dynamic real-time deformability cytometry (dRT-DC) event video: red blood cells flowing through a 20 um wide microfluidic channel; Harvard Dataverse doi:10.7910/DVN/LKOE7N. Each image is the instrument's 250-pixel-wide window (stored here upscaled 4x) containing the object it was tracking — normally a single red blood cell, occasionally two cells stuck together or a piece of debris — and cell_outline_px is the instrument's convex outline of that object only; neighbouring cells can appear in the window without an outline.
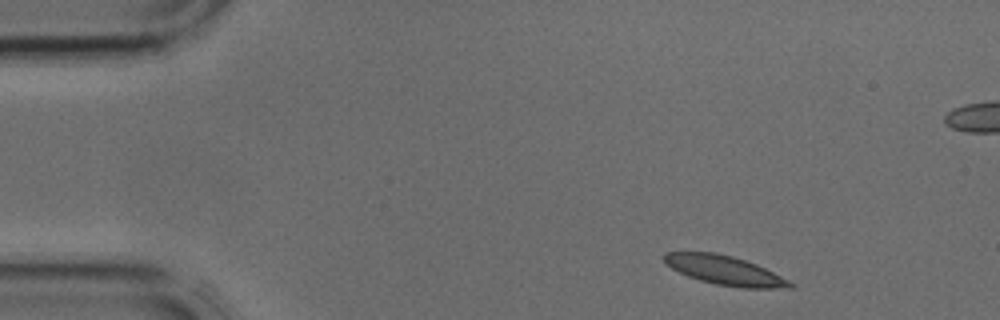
{"species": "common noctule bat (a hibernating species)", "species_latin": "Nyctalus noctula", "temperature_condition": "cold", "stored_images_in_passage": 3, "camera_frame_rate_fps": 3000, "um_per_image_px": 0.085, "animal": {"sex": "male", "body_mass_g": 17.9, "forearm_length_mm": 54.2}, "frame": {"image": 1, "passage_image": 1, "time_ms": 0.0, "image_size_px": [1000, 320], "cell_outline_px": [[796, 284], [792, 288], [740, 288], [716, 284], [700, 280], [688, 276], [672, 268], [664, 260], [664, 252], [716, 252], [732, 256], [756, 264]], "centroid_in_image_um": [61.62, 22.98], "position_along_channel_um": 23.4, "area_um2": 21.15}}